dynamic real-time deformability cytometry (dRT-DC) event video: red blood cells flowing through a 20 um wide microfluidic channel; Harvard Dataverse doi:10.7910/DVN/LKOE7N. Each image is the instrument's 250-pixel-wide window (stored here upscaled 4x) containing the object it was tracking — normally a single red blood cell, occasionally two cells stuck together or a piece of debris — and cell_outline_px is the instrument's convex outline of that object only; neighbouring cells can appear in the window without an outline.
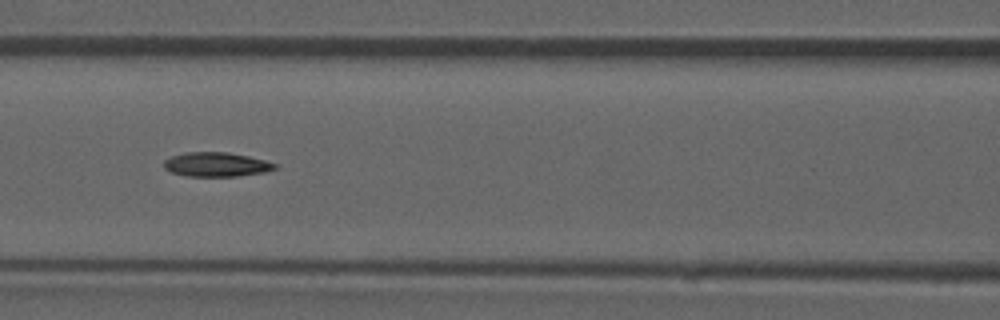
{"species": "common noctule bat (a hibernating species)", "species_latin": "Nyctalus noctula", "temperature_condition": "room temperature", "stored_images_in_passage": 53, "camera_frame_rate_fps": 3000, "um_per_image_px": 0.085, "animal": {"sex": "male", "forearm_length_mm": 52.5}, "frame": {"image": 1, "passage_image": 23, "time_ms": 7.333, "image_size_px": [1000, 320], "cell_outline_px": [[276, 168], [264, 172], [236, 176], [184, 176], [172, 172], [164, 168], [164, 160], [172, 156], [184, 152], [228, 152], [248, 156], [264, 160], [276, 164]], "centroid_in_image_um": [18.35, 13.97], "position_along_channel_um": 148.2, "area_um2": 15.61}, "authors_computed_cell_mechanics": {"area_um2": 15.7216, "velocity_mm_per_s": 3.8745, "shape_relaxation_time_tau1_ms": null, "shape_relaxation_time_tau2_ms": 6.7932, "deformation_change_tau1": null, "deformation_change_tau2": 0.1154}}